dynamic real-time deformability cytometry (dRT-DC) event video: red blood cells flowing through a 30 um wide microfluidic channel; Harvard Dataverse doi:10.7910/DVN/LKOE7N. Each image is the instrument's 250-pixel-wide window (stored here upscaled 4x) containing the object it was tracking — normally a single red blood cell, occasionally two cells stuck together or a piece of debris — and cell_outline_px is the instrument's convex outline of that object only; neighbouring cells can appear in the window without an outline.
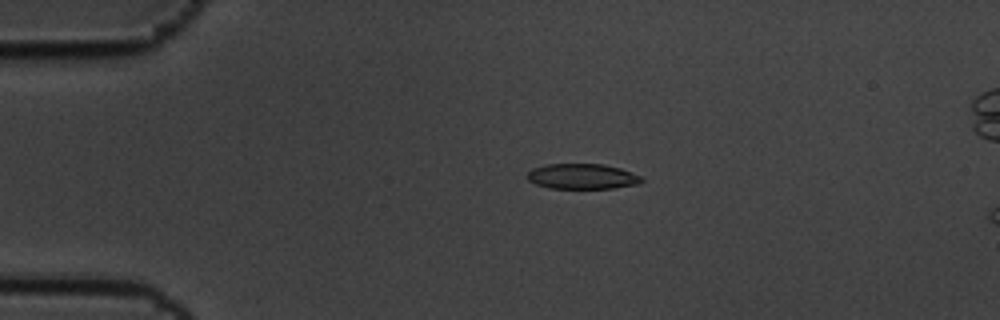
{"species": "common noctule bat (a hibernating species)", "species_latin": "Nyctalus noctula", "temperature_condition": "cold", "stored_images_in_passage": 10, "camera_frame_rate_fps": 3000, "um_per_image_px": 0.085, "animal": {"sex": "male", "body_mass_g": 19.5, "forearm_length_mm": 54.6}, "frame": {"image": 1, "passage_image": 4, "time_ms": 1.0, "image_size_px": [1000, 320], "cell_outline_px": [[644, 180], [640, 184], [612, 188], [548, 188], [536, 184], [528, 180], [528, 172], [532, 168], [548, 164], [604, 164], [620, 168], [640, 176]], "centroid_in_image_um": [49.5, 14.99], "position_along_channel_um": 35.5, "area_um2": 16.82}}
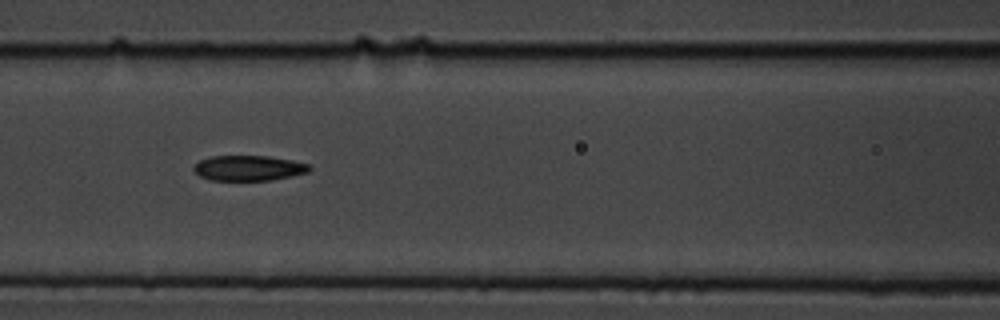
{"frame": {"image": 2, "passage_image": 7, "time_ms": 2.0, "image_size_px": [1000, 320], "cell_outline_px": [[312, 168], [308, 172], [292, 176], [272, 180], [208, 180], [200, 176], [192, 168], [200, 160], [212, 156], [268, 156], [292, 160], [312, 164]], "centroid_in_image_um": [21.17, 14.28], "position_along_channel_um": 145.4, "area_um2": 17.11}}
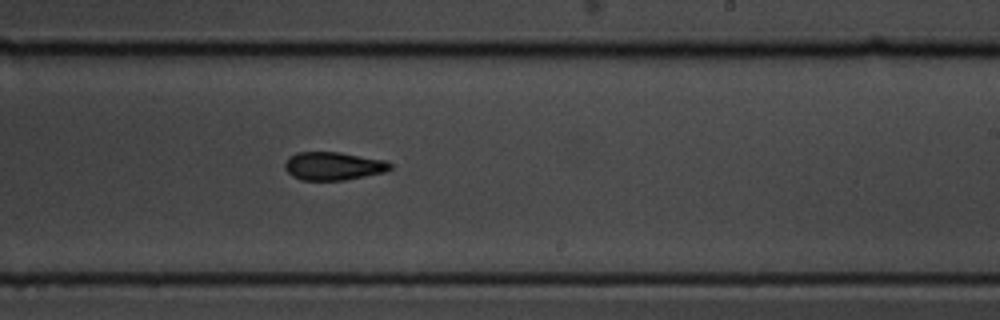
{"frame": {"image": 3, "passage_image": 10, "time_ms": 3.0, "image_size_px": [1000, 320], "cell_outline_px": [[392, 168], [384, 172], [344, 180], [300, 180], [292, 176], [284, 168], [284, 164], [288, 156], [296, 152], [340, 152], [388, 160], [392, 164]], "centroid_in_image_um": [28.33, 14.1], "position_along_channel_um": 260.7, "area_um2": 17.51}}